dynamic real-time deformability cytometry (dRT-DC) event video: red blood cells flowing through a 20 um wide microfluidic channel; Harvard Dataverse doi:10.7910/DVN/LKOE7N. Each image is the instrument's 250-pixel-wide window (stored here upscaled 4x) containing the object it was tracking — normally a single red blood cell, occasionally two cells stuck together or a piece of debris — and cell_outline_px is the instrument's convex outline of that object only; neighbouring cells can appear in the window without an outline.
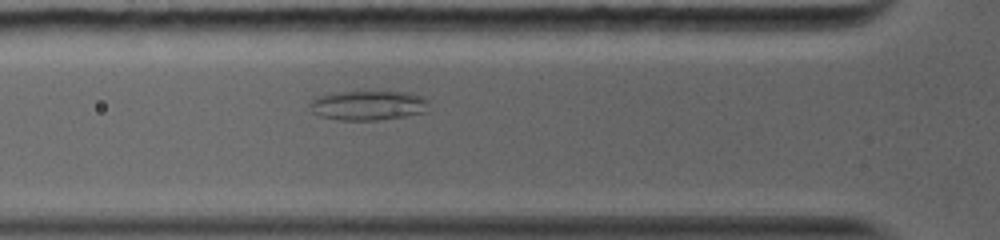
{"species": "common noctule bat (a hibernating species)", "species_latin": "Nyctalus noctula", "temperature_condition": "warm", "stored_images_in_passage": 97, "camera_frame_rate_fps": 5000, "um_per_image_px": 0.085, "animal": {"sex": "female", "body_mass_g": 19.0, "forearm_length_mm": 56.7}, "frame": {"image": 1, "passage_image": 31, "time_ms": 4.2, "image_size_px": [1000, 240], "cell_outline_px": [[428, 112], [380, 120], [340, 120], [320, 116], [312, 112], [308, 104], [312, 96], [332, 92], [408, 92], [420, 96], [428, 100]], "centroid_in_image_um": [31.24, 8.95], "position_along_channel_um": 94.6, "area_um2": 20.87}}
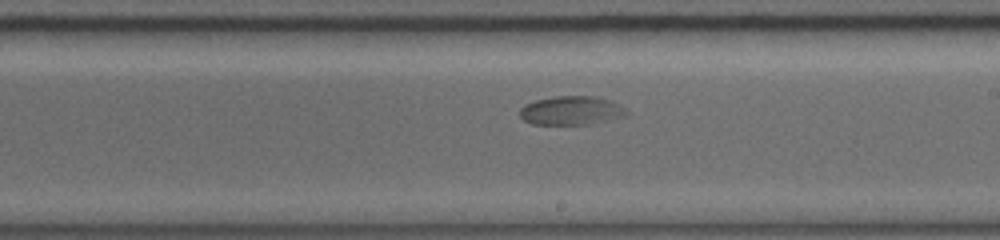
{"frame": {"image": 2, "passage_image": 58, "time_ms": 8.0, "image_size_px": [1000, 240], "cell_outline_px": [[628, 116], [592, 124], [532, 124], [524, 120], [520, 116], [520, 108], [524, 104], [536, 100], [556, 96], [592, 96], [612, 100], [628, 108]], "centroid_in_image_um": [48.63, 9.39], "position_along_channel_um": 240.4, "area_um2": 18.21}}
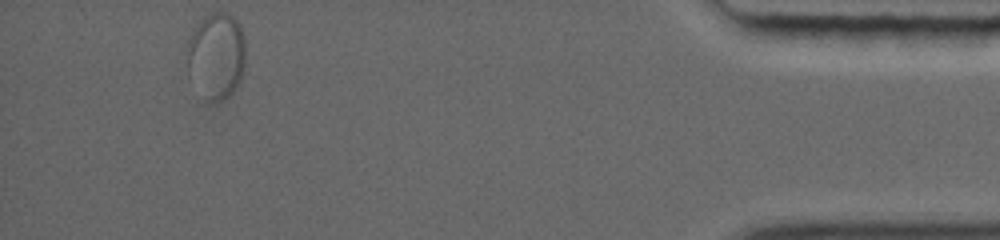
{"frame": {"image": 3, "passage_image": 97, "time_ms": 14.6, "image_size_px": [1000, 240], "cell_outline_px": [[244, 68], [240, 80], [236, 88], [224, 100], [208, 100], [188, 76], [188, 40], [196, 24], [204, 16], [216, 12], [224, 12], [232, 16], [240, 24], [244, 36]], "centroid_in_image_um": [18.39, 4.71], "position_along_channel_um": 416.8, "area_um2": 29.25}}